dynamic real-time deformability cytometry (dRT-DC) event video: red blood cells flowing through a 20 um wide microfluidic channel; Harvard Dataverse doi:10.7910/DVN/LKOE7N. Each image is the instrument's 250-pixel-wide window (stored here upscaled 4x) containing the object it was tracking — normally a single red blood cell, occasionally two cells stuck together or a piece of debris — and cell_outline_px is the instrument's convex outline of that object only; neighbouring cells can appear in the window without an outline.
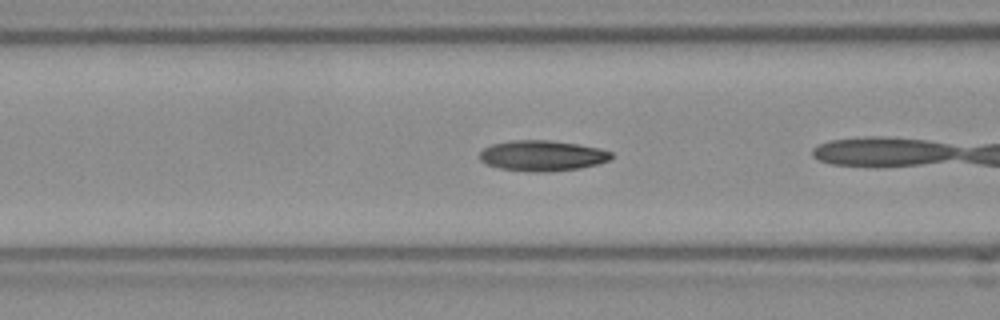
{"species": "Egyptian fruit bat (a non-hibernating species)", "species_latin": "Rousettus aegyptiacus", "temperature_condition": "room temperature", "stored_images_in_passage": 6, "camera_frame_rate_fps": 3000, "um_per_image_px": 0.085, "frame": {"image": 1, "passage_image": 5, "time_ms": 1.333, "image_size_px": [1000, 320], "cell_outline_px": [[612, 156], [608, 160], [596, 164], [580, 168], [548, 172], [528, 172], [500, 168], [484, 164], [480, 160], [480, 152], [484, 148], [492, 144], [508, 140], [552, 140], [600, 148], [612, 152]], "centroid_in_image_um": [46.05, 13.23], "position_along_channel_um": 120.5, "area_um2": 23.58}}